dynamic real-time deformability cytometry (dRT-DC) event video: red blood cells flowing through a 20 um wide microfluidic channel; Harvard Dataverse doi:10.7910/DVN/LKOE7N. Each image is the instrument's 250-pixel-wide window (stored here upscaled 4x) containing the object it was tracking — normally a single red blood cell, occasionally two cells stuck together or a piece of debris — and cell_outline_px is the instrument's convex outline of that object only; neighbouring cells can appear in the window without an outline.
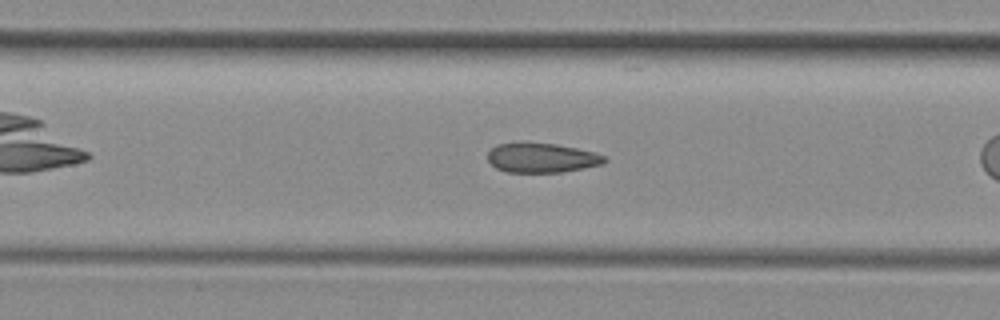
{"species": "common noctule bat (a hibernating species)", "species_latin": "Nyctalus noctula", "temperature_condition": "room temperature", "stored_images_in_passage": 24, "camera_frame_rate_fps": 3000, "um_per_image_px": 0.085, "animal": {"sex": "female", "body_mass_g": 29.2, "forearm_length_mm": 56.3}, "frame": {"image": 1, "passage_image": 8, "time_ms": 2.333, "image_size_px": [1000, 320], "cell_outline_px": [[608, 160], [604, 164], [564, 172], [504, 172], [496, 168], [488, 160], [488, 152], [496, 144], [520, 140], [556, 144], [596, 152], [604, 156]], "centroid_in_image_um": [46.02, 13.38], "position_along_channel_um": 161.4, "area_um2": 20.75}}
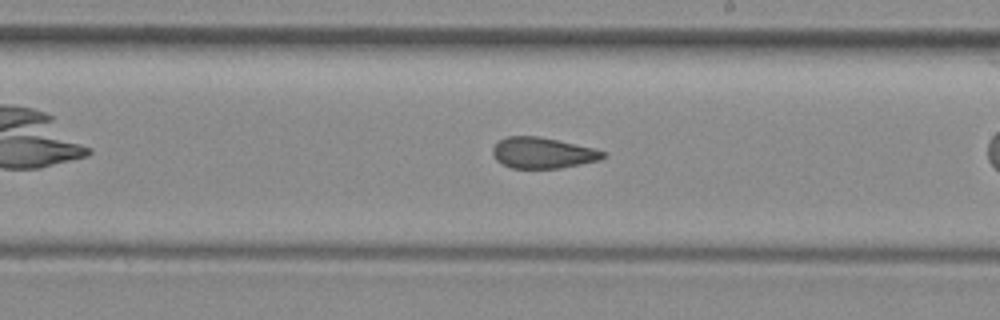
{"frame": {"image": 2, "passage_image": 14, "time_ms": 4.333, "image_size_px": [1000, 320], "cell_outline_px": [[604, 156], [600, 160], [560, 168], [512, 168], [496, 160], [492, 152], [492, 148], [500, 140], [508, 136], [540, 136], [592, 148], [604, 152]], "centroid_in_image_um": [46.1, 12.99], "position_along_channel_um": 242.9, "area_um2": 19.59}}
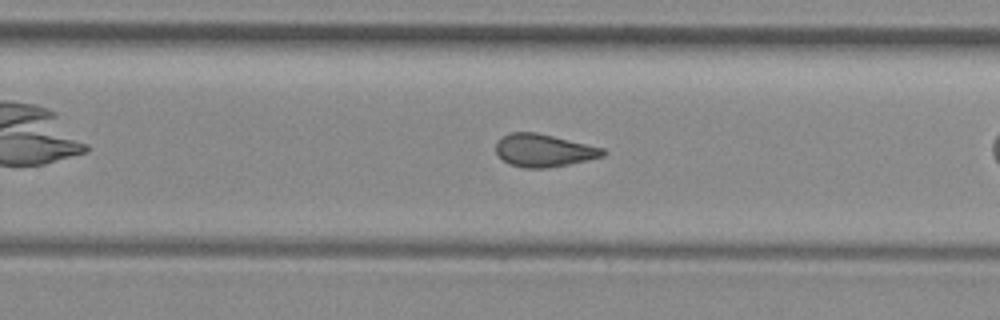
{"frame": {"image": 3, "passage_image": 17, "time_ms": 5.333, "image_size_px": [1000, 320], "cell_outline_px": [[608, 152], [604, 156], [568, 164], [548, 168], [524, 168], [508, 164], [496, 152], [496, 144], [504, 136], [512, 132], [536, 132], [604, 148]], "centroid_in_image_um": [46.24, 12.79], "position_along_channel_um": 283.6, "area_um2": 20.23}}